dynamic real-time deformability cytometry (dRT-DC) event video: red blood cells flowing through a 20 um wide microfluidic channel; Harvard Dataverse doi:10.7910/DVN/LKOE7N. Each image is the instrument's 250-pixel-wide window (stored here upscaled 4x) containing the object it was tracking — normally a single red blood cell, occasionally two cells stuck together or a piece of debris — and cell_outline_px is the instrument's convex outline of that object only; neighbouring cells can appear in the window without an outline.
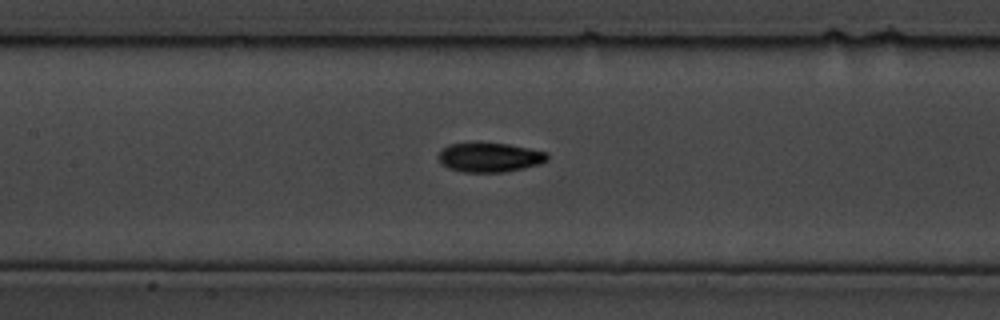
{"species": "common noctule bat (a hibernating species)", "species_latin": "Nyctalus noctula", "temperature_condition": "cold", "stored_images_in_passage": 13, "camera_frame_rate_fps": 3000, "um_per_image_px": 0.085, "animal": {"sex": "male", "body_mass_g": 19.5, "forearm_length_mm": 54.6}, "frame": {"image": 1, "passage_image": 8, "time_ms": 2.333, "image_size_px": [1000, 320], "cell_outline_px": [[548, 160], [540, 164], [524, 168], [504, 172], [464, 172], [448, 168], [440, 164], [436, 156], [440, 148], [448, 144], [476, 140], [480, 140], [508, 144], [548, 152]], "centroid_in_image_um": [41.54, 13.33], "position_along_channel_um": 165.9, "area_um2": 19.59}}
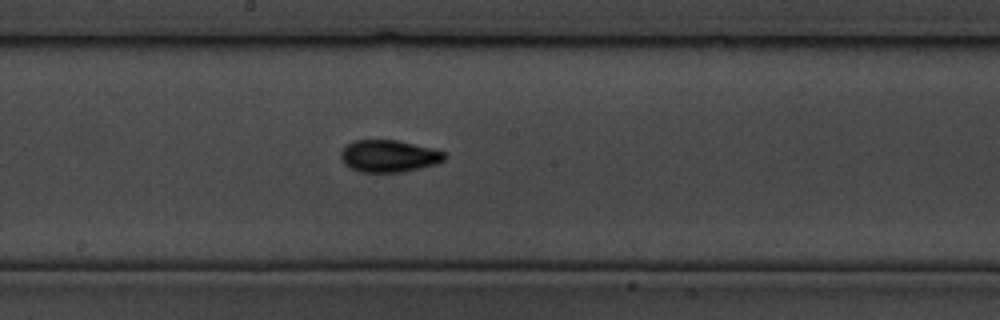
{"frame": {"image": 2, "passage_image": 10, "time_ms": 3.0, "image_size_px": [1000, 320], "cell_outline_px": [[448, 156], [444, 160], [436, 164], [420, 168], [400, 172], [360, 172], [344, 164], [340, 156], [340, 152], [352, 140], [396, 140], [436, 148], [444, 152]], "centroid_in_image_um": [33.08, 13.26], "position_along_channel_um": 215.1, "area_um2": 19.54}}
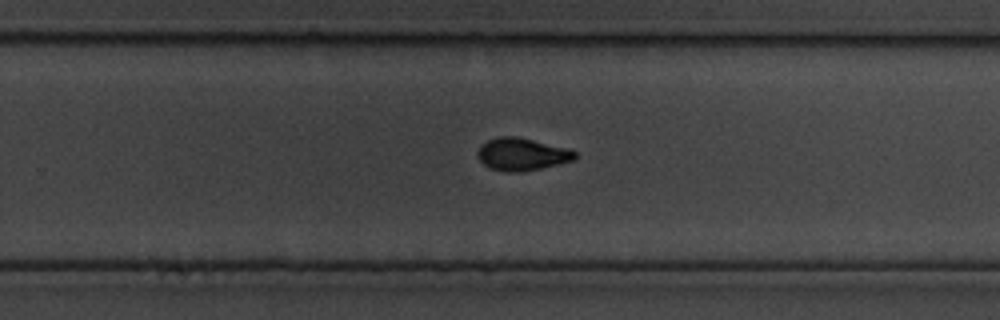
{"frame": {"image": 3, "passage_image": 13, "time_ms": 4.0, "image_size_px": [1000, 320], "cell_outline_px": [[576, 160], [540, 168], [520, 172], [508, 172], [488, 168], [476, 156], [476, 152], [480, 144], [496, 136], [516, 136], [568, 148], [576, 152]], "centroid_in_image_um": [44.33, 13.1], "position_along_channel_um": 285.5, "area_um2": 18.61}}